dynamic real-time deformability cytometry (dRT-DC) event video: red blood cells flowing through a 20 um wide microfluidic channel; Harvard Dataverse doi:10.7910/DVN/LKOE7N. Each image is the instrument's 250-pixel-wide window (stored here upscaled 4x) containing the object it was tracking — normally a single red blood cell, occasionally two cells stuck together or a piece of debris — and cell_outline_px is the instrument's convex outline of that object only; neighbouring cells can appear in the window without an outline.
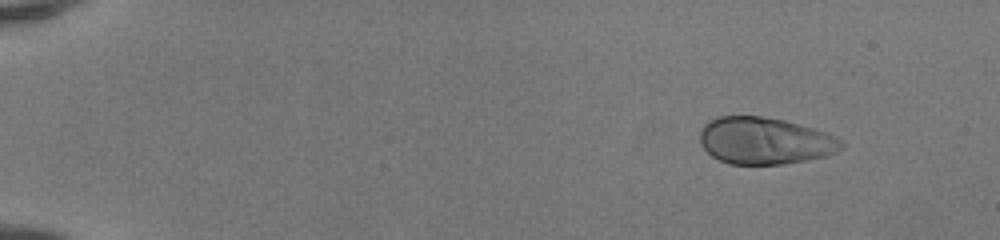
{"species": "human", "species_latin": "Homo sapiens", "temperature_condition": "room temperature", "stored_images_in_passage": 45, "camera_frame_rate_fps": 3000, "um_per_image_px": 0.085, "donor": {"sex": "female"}, "frame": {"image": 1, "passage_image": 1, "time_ms": 0.0, "image_size_px": [1000, 240], "cell_outline_px": [[844, 148], [836, 152], [824, 156], [808, 160], [784, 164], [732, 164], [720, 160], [712, 156], [700, 144], [700, 128], [708, 120], [716, 116], [760, 116], [784, 120], [800, 124], [824, 132], [832, 136], [844, 144]], "centroid_in_image_um": [64.97, 11.96], "position_along_channel_um": 20.0, "area_um2": 38.67}}
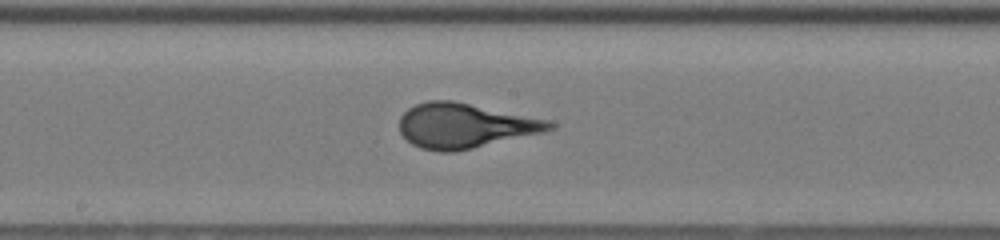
{"frame": {"image": 2, "passage_image": 24, "time_ms": 7.667, "image_size_px": [1000, 240], "cell_outline_px": [[556, 128], [544, 132], [472, 148], [452, 152], [440, 152], [420, 148], [412, 144], [400, 132], [400, 116], [408, 108], [416, 104], [428, 100], [452, 100], [548, 120], [556, 124]], "centroid_in_image_um": [39.5, 10.68], "position_along_channel_um": 208.7, "area_um2": 38.9}}
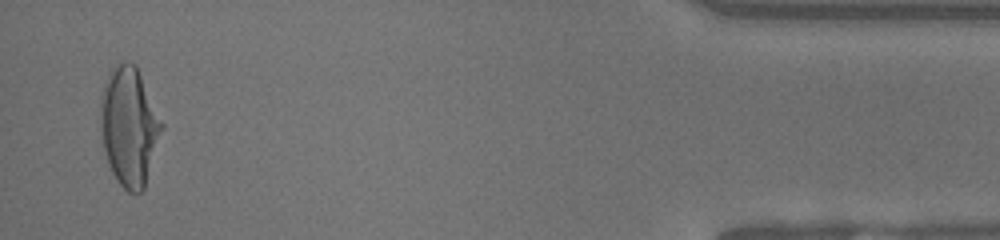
{"frame": {"image": 3, "passage_image": 44, "time_ms": 14.333, "image_size_px": [1000, 240], "cell_outline_px": [[164, 128], [144, 188], [140, 192], [128, 192], [116, 180], [112, 172], [104, 148], [100, 128], [100, 104], [104, 84], [112, 68], [120, 60], [136, 64], [164, 124]], "centroid_in_image_um": [11.0, 10.72], "position_along_channel_um": 424.2, "area_um2": 42.43}}